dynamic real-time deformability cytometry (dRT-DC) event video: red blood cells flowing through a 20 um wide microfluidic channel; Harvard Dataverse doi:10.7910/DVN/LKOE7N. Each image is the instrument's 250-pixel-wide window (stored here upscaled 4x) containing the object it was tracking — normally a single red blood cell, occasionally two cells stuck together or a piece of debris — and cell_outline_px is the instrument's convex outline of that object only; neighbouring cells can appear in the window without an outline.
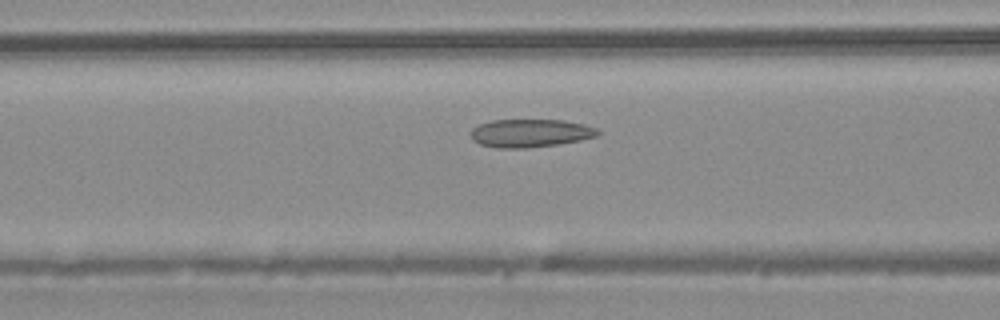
{"species": "common noctule bat (a hibernating species)", "species_latin": "Nyctalus noctula", "temperature_condition": "warm", "stored_images_in_passage": 31, "camera_frame_rate_fps": 3000, "um_per_image_px": 0.085, "animal": {"sex": "male", "body_mass_g": 20.4}, "frame": {"image": 1, "passage_image": 11, "time_ms": 3.333, "image_size_px": [1000, 320], "cell_outline_px": [[600, 132], [596, 136], [580, 140], [556, 144], [528, 148], [496, 148], [480, 144], [472, 140], [472, 128], [480, 124], [492, 120], [564, 120], [584, 124], [596, 128]], "centroid_in_image_um": [45.06, 11.31], "position_along_channel_um": 121.5, "area_um2": 20.69}}
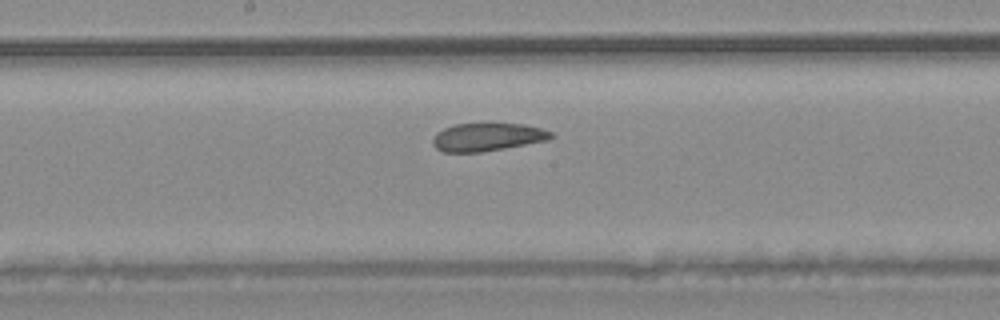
{"frame": {"image": 2, "passage_image": 17, "time_ms": 5.333, "image_size_px": [1000, 320], "cell_outline_px": [[556, 136], [548, 140], [504, 148], [480, 152], [440, 152], [432, 144], [432, 140], [436, 132], [444, 128], [456, 124], [488, 120], [524, 124], [540, 128], [552, 132]], "centroid_in_image_um": [41.42, 11.59], "position_along_channel_um": 206.8, "area_um2": 20.23}}
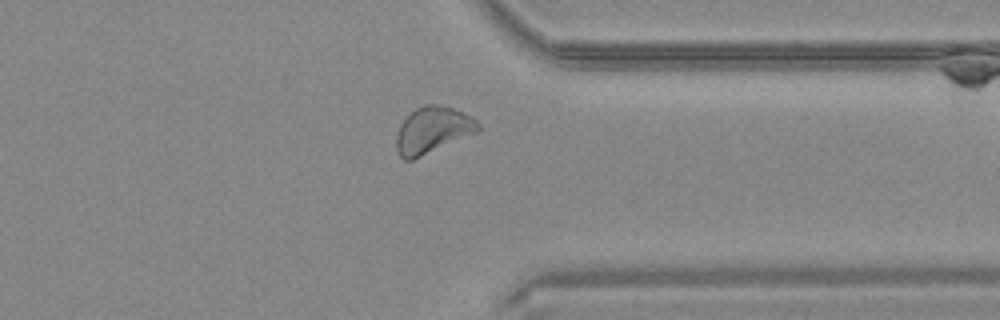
{"frame": {"image": 3, "passage_image": 29, "time_ms": 9.333, "image_size_px": [1000, 320], "cell_outline_px": [[480, 132], [412, 160], [404, 160], [400, 156], [396, 148], [396, 136], [400, 124], [416, 108], [424, 104], [436, 104], [452, 108], [472, 116], [480, 124]], "centroid_in_image_um": [36.8, 11.07], "position_along_channel_um": 374.6, "area_um2": 22.25}}